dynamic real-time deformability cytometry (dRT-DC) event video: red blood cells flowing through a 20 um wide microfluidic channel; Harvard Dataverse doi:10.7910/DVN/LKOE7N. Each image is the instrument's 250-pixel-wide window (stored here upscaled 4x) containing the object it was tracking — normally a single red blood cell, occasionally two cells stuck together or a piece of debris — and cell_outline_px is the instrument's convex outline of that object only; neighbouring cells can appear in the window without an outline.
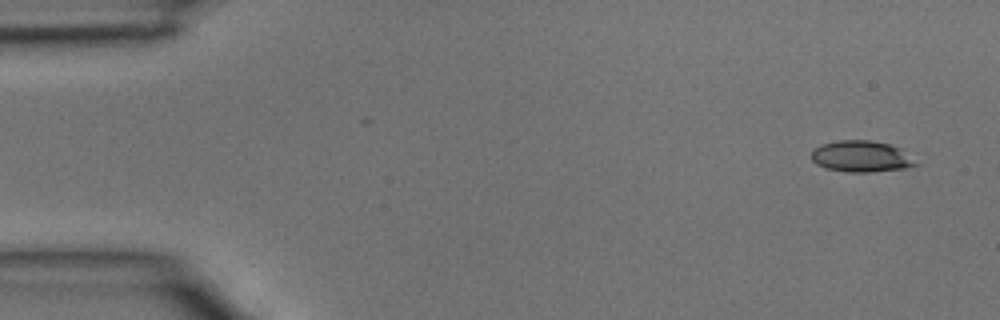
{"species": "common noctule bat (a hibernating species)", "species_latin": "Nyctalus noctula", "temperature_condition": "room temperature", "stored_images_in_passage": 4, "camera_frame_rate_fps": 3000, "um_per_image_px": 0.085, "animal": {"sex": "male", "body_mass_g": 15.6}, "frame": {"image": 1, "passage_image": 1, "time_ms": 0.0, "image_size_px": [1000, 320], "cell_outline_px": [[920, 164], [904, 168], [872, 172], [848, 172], [824, 168], [816, 164], [812, 160], [812, 148], [820, 144], [840, 140], [872, 140], [888, 144], [900, 148]], "centroid_in_image_um": [73.18, 13.29], "position_along_channel_um": 11.8, "area_um2": 19.13}}